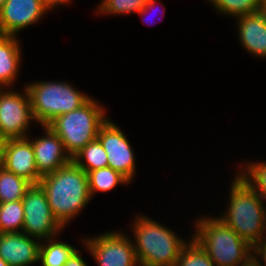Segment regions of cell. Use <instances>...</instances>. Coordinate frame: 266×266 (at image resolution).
<instances>
[{
	"mask_svg": "<svg viewBox=\"0 0 266 266\" xmlns=\"http://www.w3.org/2000/svg\"><path fill=\"white\" fill-rule=\"evenodd\" d=\"M26 89L33 118L42 126L79 108L90 98L64 82H37L26 85Z\"/></svg>",
	"mask_w": 266,
	"mask_h": 266,
	"instance_id": "6",
	"label": "cell"
},
{
	"mask_svg": "<svg viewBox=\"0 0 266 266\" xmlns=\"http://www.w3.org/2000/svg\"><path fill=\"white\" fill-rule=\"evenodd\" d=\"M218 12L235 17L250 15L260 11V0H210Z\"/></svg>",
	"mask_w": 266,
	"mask_h": 266,
	"instance_id": "23",
	"label": "cell"
},
{
	"mask_svg": "<svg viewBox=\"0 0 266 266\" xmlns=\"http://www.w3.org/2000/svg\"><path fill=\"white\" fill-rule=\"evenodd\" d=\"M252 250L254 253H257L260 257L263 258L264 264L266 265V240L264 239L263 241L254 244L252 246Z\"/></svg>",
	"mask_w": 266,
	"mask_h": 266,
	"instance_id": "26",
	"label": "cell"
},
{
	"mask_svg": "<svg viewBox=\"0 0 266 266\" xmlns=\"http://www.w3.org/2000/svg\"><path fill=\"white\" fill-rule=\"evenodd\" d=\"M157 0H148V2L142 7V9L138 12L141 14H146L148 10H151L153 6L155 5ZM153 10V9H152Z\"/></svg>",
	"mask_w": 266,
	"mask_h": 266,
	"instance_id": "29",
	"label": "cell"
},
{
	"mask_svg": "<svg viewBox=\"0 0 266 266\" xmlns=\"http://www.w3.org/2000/svg\"><path fill=\"white\" fill-rule=\"evenodd\" d=\"M28 138L6 140L3 167L31 184H39L41 176L37 171L34 149Z\"/></svg>",
	"mask_w": 266,
	"mask_h": 266,
	"instance_id": "13",
	"label": "cell"
},
{
	"mask_svg": "<svg viewBox=\"0 0 266 266\" xmlns=\"http://www.w3.org/2000/svg\"><path fill=\"white\" fill-rule=\"evenodd\" d=\"M238 19L241 45L253 55L266 57V15L259 11Z\"/></svg>",
	"mask_w": 266,
	"mask_h": 266,
	"instance_id": "15",
	"label": "cell"
},
{
	"mask_svg": "<svg viewBox=\"0 0 266 266\" xmlns=\"http://www.w3.org/2000/svg\"><path fill=\"white\" fill-rule=\"evenodd\" d=\"M199 220L193 239L217 266H239L253 252L252 246L219 218Z\"/></svg>",
	"mask_w": 266,
	"mask_h": 266,
	"instance_id": "4",
	"label": "cell"
},
{
	"mask_svg": "<svg viewBox=\"0 0 266 266\" xmlns=\"http://www.w3.org/2000/svg\"><path fill=\"white\" fill-rule=\"evenodd\" d=\"M253 255V253L245 260L243 261L239 266H263L260 264L259 260Z\"/></svg>",
	"mask_w": 266,
	"mask_h": 266,
	"instance_id": "28",
	"label": "cell"
},
{
	"mask_svg": "<svg viewBox=\"0 0 266 266\" xmlns=\"http://www.w3.org/2000/svg\"><path fill=\"white\" fill-rule=\"evenodd\" d=\"M260 12L266 15V0H260Z\"/></svg>",
	"mask_w": 266,
	"mask_h": 266,
	"instance_id": "32",
	"label": "cell"
},
{
	"mask_svg": "<svg viewBox=\"0 0 266 266\" xmlns=\"http://www.w3.org/2000/svg\"><path fill=\"white\" fill-rule=\"evenodd\" d=\"M85 159V164L83 160ZM107 153L98 139L89 142L77 152L72 161L86 173L108 166Z\"/></svg>",
	"mask_w": 266,
	"mask_h": 266,
	"instance_id": "17",
	"label": "cell"
},
{
	"mask_svg": "<svg viewBox=\"0 0 266 266\" xmlns=\"http://www.w3.org/2000/svg\"><path fill=\"white\" fill-rule=\"evenodd\" d=\"M147 2L148 0H103L98 10L105 14L138 13Z\"/></svg>",
	"mask_w": 266,
	"mask_h": 266,
	"instance_id": "25",
	"label": "cell"
},
{
	"mask_svg": "<svg viewBox=\"0 0 266 266\" xmlns=\"http://www.w3.org/2000/svg\"><path fill=\"white\" fill-rule=\"evenodd\" d=\"M233 181L228 212L219 219L253 246L264 239L266 206L263 199L239 176Z\"/></svg>",
	"mask_w": 266,
	"mask_h": 266,
	"instance_id": "2",
	"label": "cell"
},
{
	"mask_svg": "<svg viewBox=\"0 0 266 266\" xmlns=\"http://www.w3.org/2000/svg\"><path fill=\"white\" fill-rule=\"evenodd\" d=\"M51 8L45 0H6L0 9V35L15 36Z\"/></svg>",
	"mask_w": 266,
	"mask_h": 266,
	"instance_id": "11",
	"label": "cell"
},
{
	"mask_svg": "<svg viewBox=\"0 0 266 266\" xmlns=\"http://www.w3.org/2000/svg\"><path fill=\"white\" fill-rule=\"evenodd\" d=\"M42 127H45L46 136L31 141L36 168L41 177L72 162V157L65 153V146L59 136L48 125Z\"/></svg>",
	"mask_w": 266,
	"mask_h": 266,
	"instance_id": "12",
	"label": "cell"
},
{
	"mask_svg": "<svg viewBox=\"0 0 266 266\" xmlns=\"http://www.w3.org/2000/svg\"><path fill=\"white\" fill-rule=\"evenodd\" d=\"M64 266H87L78 251H76Z\"/></svg>",
	"mask_w": 266,
	"mask_h": 266,
	"instance_id": "27",
	"label": "cell"
},
{
	"mask_svg": "<svg viewBox=\"0 0 266 266\" xmlns=\"http://www.w3.org/2000/svg\"><path fill=\"white\" fill-rule=\"evenodd\" d=\"M6 0H0V9L2 8V6L4 5Z\"/></svg>",
	"mask_w": 266,
	"mask_h": 266,
	"instance_id": "34",
	"label": "cell"
},
{
	"mask_svg": "<svg viewBox=\"0 0 266 266\" xmlns=\"http://www.w3.org/2000/svg\"><path fill=\"white\" fill-rule=\"evenodd\" d=\"M23 223L22 200L0 203V233L22 232Z\"/></svg>",
	"mask_w": 266,
	"mask_h": 266,
	"instance_id": "20",
	"label": "cell"
},
{
	"mask_svg": "<svg viewBox=\"0 0 266 266\" xmlns=\"http://www.w3.org/2000/svg\"><path fill=\"white\" fill-rule=\"evenodd\" d=\"M52 8L55 7L57 4H68L71 0H45Z\"/></svg>",
	"mask_w": 266,
	"mask_h": 266,
	"instance_id": "31",
	"label": "cell"
},
{
	"mask_svg": "<svg viewBox=\"0 0 266 266\" xmlns=\"http://www.w3.org/2000/svg\"><path fill=\"white\" fill-rule=\"evenodd\" d=\"M97 139L107 153L108 166L130 182L135 174V157L123 131L107 119L101 126Z\"/></svg>",
	"mask_w": 266,
	"mask_h": 266,
	"instance_id": "10",
	"label": "cell"
},
{
	"mask_svg": "<svg viewBox=\"0 0 266 266\" xmlns=\"http://www.w3.org/2000/svg\"><path fill=\"white\" fill-rule=\"evenodd\" d=\"M104 108L89 98L79 108L57 116L48 126L59 136L66 152L73 157L89 142L97 139L101 126L107 121Z\"/></svg>",
	"mask_w": 266,
	"mask_h": 266,
	"instance_id": "5",
	"label": "cell"
},
{
	"mask_svg": "<svg viewBox=\"0 0 266 266\" xmlns=\"http://www.w3.org/2000/svg\"><path fill=\"white\" fill-rule=\"evenodd\" d=\"M174 266H217L207 252L192 238L186 244Z\"/></svg>",
	"mask_w": 266,
	"mask_h": 266,
	"instance_id": "22",
	"label": "cell"
},
{
	"mask_svg": "<svg viewBox=\"0 0 266 266\" xmlns=\"http://www.w3.org/2000/svg\"><path fill=\"white\" fill-rule=\"evenodd\" d=\"M51 212L64 225L91 199L87 173L73 161L54 173L41 177Z\"/></svg>",
	"mask_w": 266,
	"mask_h": 266,
	"instance_id": "1",
	"label": "cell"
},
{
	"mask_svg": "<svg viewBox=\"0 0 266 266\" xmlns=\"http://www.w3.org/2000/svg\"><path fill=\"white\" fill-rule=\"evenodd\" d=\"M133 229L139 266H174L187 244L173 231L148 217L136 218Z\"/></svg>",
	"mask_w": 266,
	"mask_h": 266,
	"instance_id": "3",
	"label": "cell"
},
{
	"mask_svg": "<svg viewBox=\"0 0 266 266\" xmlns=\"http://www.w3.org/2000/svg\"><path fill=\"white\" fill-rule=\"evenodd\" d=\"M83 241L99 266H139L133 242L122 233L109 232Z\"/></svg>",
	"mask_w": 266,
	"mask_h": 266,
	"instance_id": "9",
	"label": "cell"
},
{
	"mask_svg": "<svg viewBox=\"0 0 266 266\" xmlns=\"http://www.w3.org/2000/svg\"><path fill=\"white\" fill-rule=\"evenodd\" d=\"M40 243L19 233H0V257L9 266H28L39 261Z\"/></svg>",
	"mask_w": 266,
	"mask_h": 266,
	"instance_id": "14",
	"label": "cell"
},
{
	"mask_svg": "<svg viewBox=\"0 0 266 266\" xmlns=\"http://www.w3.org/2000/svg\"><path fill=\"white\" fill-rule=\"evenodd\" d=\"M15 36L0 35V87L12 85L17 75L21 50Z\"/></svg>",
	"mask_w": 266,
	"mask_h": 266,
	"instance_id": "16",
	"label": "cell"
},
{
	"mask_svg": "<svg viewBox=\"0 0 266 266\" xmlns=\"http://www.w3.org/2000/svg\"><path fill=\"white\" fill-rule=\"evenodd\" d=\"M32 184L26 179L0 167V203L22 200Z\"/></svg>",
	"mask_w": 266,
	"mask_h": 266,
	"instance_id": "18",
	"label": "cell"
},
{
	"mask_svg": "<svg viewBox=\"0 0 266 266\" xmlns=\"http://www.w3.org/2000/svg\"><path fill=\"white\" fill-rule=\"evenodd\" d=\"M0 266H9V265L0 257Z\"/></svg>",
	"mask_w": 266,
	"mask_h": 266,
	"instance_id": "33",
	"label": "cell"
},
{
	"mask_svg": "<svg viewBox=\"0 0 266 266\" xmlns=\"http://www.w3.org/2000/svg\"><path fill=\"white\" fill-rule=\"evenodd\" d=\"M91 197L95 191H109L121 183H130L123 175L109 166L87 172Z\"/></svg>",
	"mask_w": 266,
	"mask_h": 266,
	"instance_id": "21",
	"label": "cell"
},
{
	"mask_svg": "<svg viewBox=\"0 0 266 266\" xmlns=\"http://www.w3.org/2000/svg\"><path fill=\"white\" fill-rule=\"evenodd\" d=\"M0 89V136L7 139L26 138L30 121L34 120L27 89L24 94Z\"/></svg>",
	"mask_w": 266,
	"mask_h": 266,
	"instance_id": "8",
	"label": "cell"
},
{
	"mask_svg": "<svg viewBox=\"0 0 266 266\" xmlns=\"http://www.w3.org/2000/svg\"><path fill=\"white\" fill-rule=\"evenodd\" d=\"M6 139L0 136V167L3 166L4 146Z\"/></svg>",
	"mask_w": 266,
	"mask_h": 266,
	"instance_id": "30",
	"label": "cell"
},
{
	"mask_svg": "<svg viewBox=\"0 0 266 266\" xmlns=\"http://www.w3.org/2000/svg\"><path fill=\"white\" fill-rule=\"evenodd\" d=\"M246 166L247 173H239V177L244 180L262 199H266V163H251Z\"/></svg>",
	"mask_w": 266,
	"mask_h": 266,
	"instance_id": "24",
	"label": "cell"
},
{
	"mask_svg": "<svg viewBox=\"0 0 266 266\" xmlns=\"http://www.w3.org/2000/svg\"><path fill=\"white\" fill-rule=\"evenodd\" d=\"M47 242L46 245H40L39 249V261L42 266H64L77 251L70 244L53 241L52 238Z\"/></svg>",
	"mask_w": 266,
	"mask_h": 266,
	"instance_id": "19",
	"label": "cell"
},
{
	"mask_svg": "<svg viewBox=\"0 0 266 266\" xmlns=\"http://www.w3.org/2000/svg\"><path fill=\"white\" fill-rule=\"evenodd\" d=\"M24 223L22 232L38 239H51L63 226L51 212L45 190L40 184H32L22 199Z\"/></svg>",
	"mask_w": 266,
	"mask_h": 266,
	"instance_id": "7",
	"label": "cell"
}]
</instances>
